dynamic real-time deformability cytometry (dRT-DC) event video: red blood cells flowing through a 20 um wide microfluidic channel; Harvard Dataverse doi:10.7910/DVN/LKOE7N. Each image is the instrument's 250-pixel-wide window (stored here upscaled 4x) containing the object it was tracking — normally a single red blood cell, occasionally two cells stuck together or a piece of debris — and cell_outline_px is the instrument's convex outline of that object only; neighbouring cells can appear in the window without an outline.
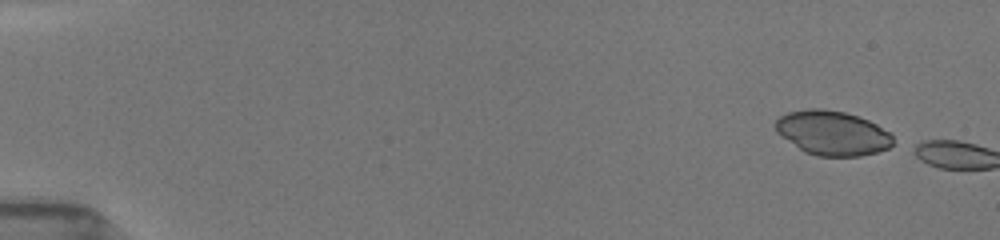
{"species": "common noctule bat (a hibernating species)", "species_latin": "Nyctalus noctula", "temperature_condition": "room temperature", "stored_images_in_passage": 2, "camera_frame_rate_fps": 3000, "um_per_image_px": 0.085, "animal": {"sex": "female", "body_mass_g": 19.5, "forearm_length_mm": 54.1}, "frame": {"image": 1, "passage_image": 1, "time_ms": 0.0, "image_size_px": [1000, 240], "cell_outline_px": [[892, 144], [888, 148], [876, 152], [860, 156], [816, 156], [804, 152], [776, 132], [776, 120], [780, 116], [788, 112], [808, 108], [824, 108], [844, 112], [868, 120], [892, 132]], "centroid_in_image_um": [70.76, 11.3], "position_along_channel_um": 14.2, "area_um2": 30.46}}